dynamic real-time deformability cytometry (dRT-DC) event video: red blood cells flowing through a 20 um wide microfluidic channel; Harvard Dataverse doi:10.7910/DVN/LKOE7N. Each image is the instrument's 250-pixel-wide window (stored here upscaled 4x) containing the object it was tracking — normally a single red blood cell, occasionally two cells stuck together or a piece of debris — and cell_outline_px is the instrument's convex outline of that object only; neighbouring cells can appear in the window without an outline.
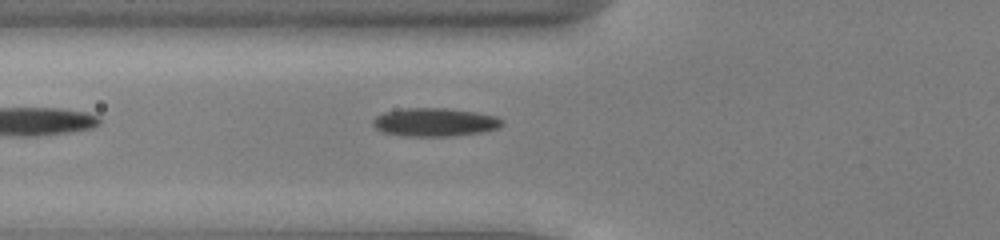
{"species": "common noctule bat (a hibernating species)", "species_latin": "Nyctalus noctula", "temperature_condition": "cold", "stored_images_in_passage": 36, "camera_frame_rate_fps": 3000, "um_per_image_px": 0.085, "animal": {"sex": "male", "body_mass_g": 13.0, "forearm_length_mm": 53.1}, "frame": {"image": 1, "passage_image": 3, "time_ms": 0.667, "image_size_px": [1000, 240], "cell_outline_px": [[504, 124], [496, 128], [484, 132], [456, 136], [404, 136], [380, 132], [372, 124], [372, 120], [376, 116], [384, 112], [404, 108], [444, 108], [476, 112], [496, 116], [504, 120]], "centroid_in_image_um": [36.95, 10.39], "position_along_channel_um": 88.8, "area_um2": 21.56}}
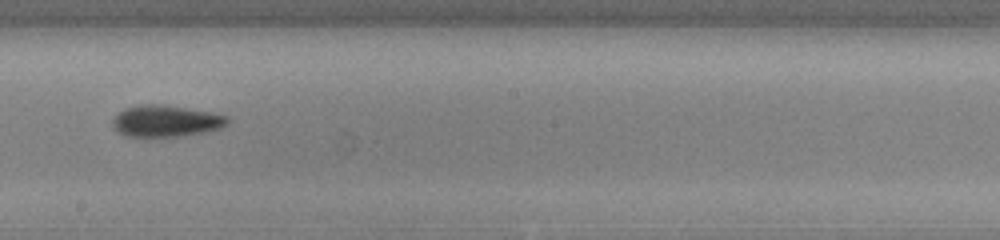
{"frame": {"image": 2, "passage_image": 14, "time_ms": 4.333, "image_size_px": [1000, 240], "cell_outline_px": [[228, 124], [220, 128], [208, 132], [180, 136], [128, 136], [112, 128], [112, 120], [124, 108], [140, 104], [160, 104], [216, 112], [228, 116]], "centroid_in_image_um": [14.15, 10.27], "position_along_channel_um": 234.1, "area_um2": 21.27}}
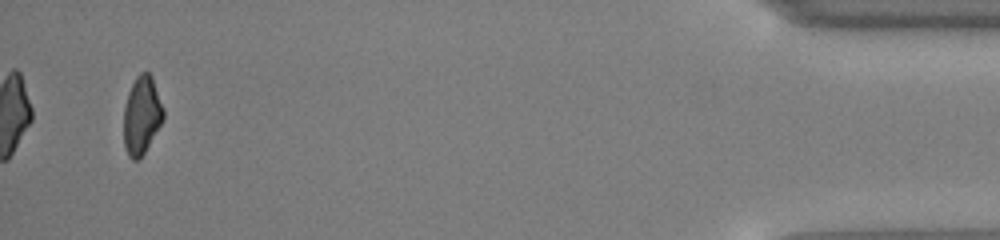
{"frame": {"image": 3, "passage_image": 34, "time_ms": 11.0, "image_size_px": [1000, 240], "cell_outline_px": [[164, 116], [160, 124], [140, 160], [132, 160], [128, 156], [124, 144], [124, 108], [128, 92], [136, 76], [140, 72], [148, 72], [152, 76], [164, 108]], "centroid_in_image_um": [12.04, 9.79], "position_along_channel_um": 423.2, "area_um2": 17.98}, "authors_computed_cell_mechanics": {"area_um2": 19.7965, "velocity_mm_per_s": 3.9598, "shape_relaxation_time_tau1_ms": 6.5326, "shape_relaxation_time_tau2_ms": null, "deformation_change_tau1": 0.1221, "deformation_change_tau2": null}}